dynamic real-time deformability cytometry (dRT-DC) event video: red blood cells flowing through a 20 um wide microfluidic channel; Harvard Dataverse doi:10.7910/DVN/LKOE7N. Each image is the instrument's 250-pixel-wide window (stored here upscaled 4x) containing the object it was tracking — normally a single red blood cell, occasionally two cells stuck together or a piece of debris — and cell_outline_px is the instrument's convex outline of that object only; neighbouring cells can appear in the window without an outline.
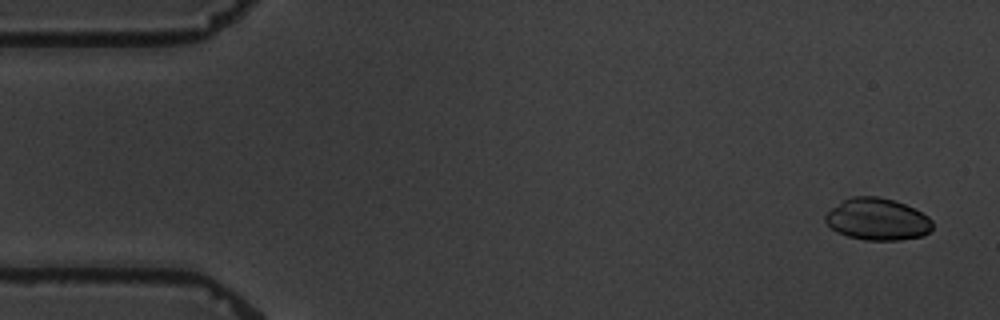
{"species": "common noctule bat (a hibernating species)", "species_latin": "Nyctalus noctula", "temperature_condition": "warm", "stored_images_in_passage": 5, "camera_frame_rate_fps": 3000, "um_per_image_px": 0.085, "animal": {"sex": "male", "body_mass_g": 19.5, "forearm_length_mm": 54.6}, "frame": {"image": 1, "passage_image": 1, "time_ms": 0.0, "image_size_px": [1000, 320], "cell_outline_px": [[932, 228], [924, 236], [900, 240], [864, 240], [848, 236], [836, 232], [824, 220], [824, 216], [832, 208], [844, 200], [852, 196], [880, 196], [904, 204], [928, 216], [932, 220]], "centroid_in_image_um": [74.58, 18.65], "position_along_channel_um": 10.4, "area_um2": 26.07}}
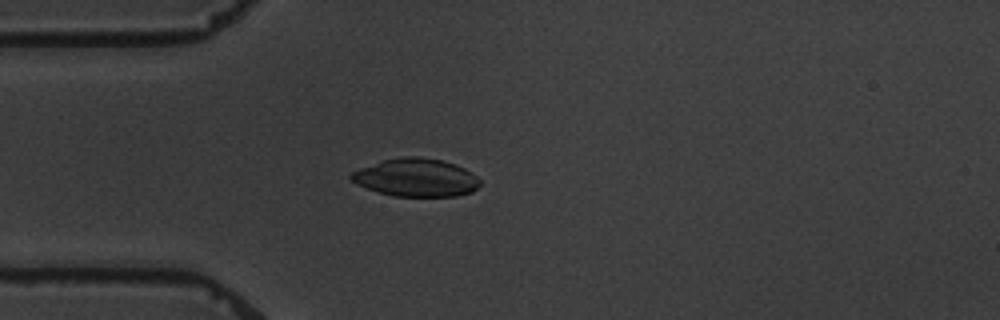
{"frame": {"image": 2, "passage_image": 5, "time_ms": 4.333, "image_size_px": [1000, 320], "cell_outline_px": [[480, 184], [472, 192], [456, 196], [392, 196], [356, 184], [348, 176], [352, 172], [360, 168], [384, 160], [404, 156], [420, 156], [444, 160], [456, 164], [472, 172], [480, 180]], "centroid_in_image_um": [35.39, 15.08], "position_along_channel_um": 49.6, "area_um2": 28.55}}